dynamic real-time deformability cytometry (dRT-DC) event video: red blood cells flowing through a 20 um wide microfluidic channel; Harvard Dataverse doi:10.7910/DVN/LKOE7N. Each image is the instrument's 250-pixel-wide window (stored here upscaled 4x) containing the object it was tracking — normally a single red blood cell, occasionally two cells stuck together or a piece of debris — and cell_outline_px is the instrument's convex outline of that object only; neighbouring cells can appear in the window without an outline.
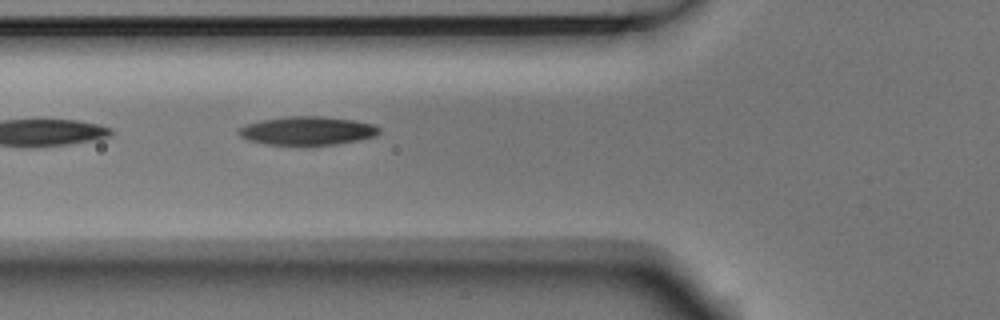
{"species": "Egyptian fruit bat (a non-hibernating species)", "species_latin": "Rousettus aegyptiacus", "temperature_condition": "room temperature", "stored_images_in_passage": 6, "camera_frame_rate_fps": 3000, "um_per_image_px": 0.085, "animal": {"sex": "male"}, "frame": {"image": 1, "passage_image": 6, "time_ms": 1.667, "image_size_px": [1000, 320], "cell_outline_px": [[380, 132], [376, 136], [360, 140], [336, 144], [264, 144], [248, 140], [240, 136], [236, 132], [240, 128], [248, 124], [260, 120], [288, 116], [324, 116], [356, 120], [376, 124], [380, 128]], "centroid_in_image_um": [26.17, 11.1], "position_along_channel_um": 99.6, "area_um2": 23.41}}